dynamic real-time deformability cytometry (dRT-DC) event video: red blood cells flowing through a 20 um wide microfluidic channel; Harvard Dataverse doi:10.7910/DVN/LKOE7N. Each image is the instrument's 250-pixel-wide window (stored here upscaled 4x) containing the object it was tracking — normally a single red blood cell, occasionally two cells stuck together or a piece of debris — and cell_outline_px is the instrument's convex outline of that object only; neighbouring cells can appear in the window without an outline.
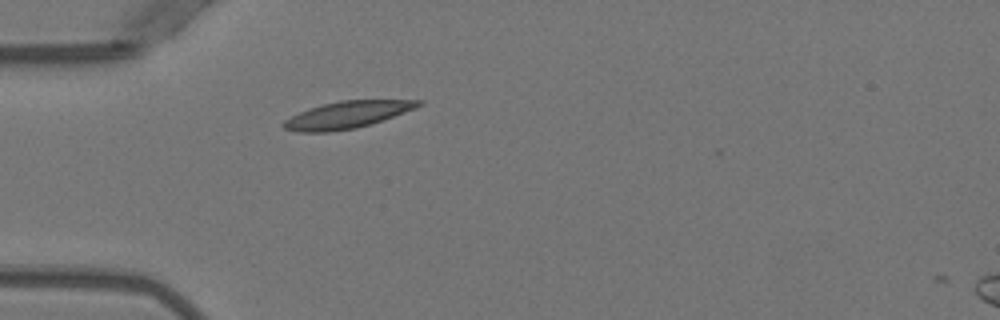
{"species": "Egyptian fruit bat (a non-hibernating species)", "species_latin": "Rousettus aegyptiacus", "temperature_condition": "warm", "stored_images_in_passage": 2, "camera_frame_rate_fps": 3000, "um_per_image_px": 0.085, "animal": {"sex": "female"}, "frame": {"image": 1, "passage_image": 1, "time_ms": 0.0, "image_size_px": [1000, 320], "cell_outline_px": [[424, 104], [416, 108], [372, 124], [356, 128], [328, 132], [296, 132], [284, 128], [280, 124], [284, 120], [300, 112], [324, 104], [340, 100], [424, 100]], "centroid_in_image_um": [29.53, 9.76], "position_along_channel_um": 55.5, "area_um2": 21.15}}